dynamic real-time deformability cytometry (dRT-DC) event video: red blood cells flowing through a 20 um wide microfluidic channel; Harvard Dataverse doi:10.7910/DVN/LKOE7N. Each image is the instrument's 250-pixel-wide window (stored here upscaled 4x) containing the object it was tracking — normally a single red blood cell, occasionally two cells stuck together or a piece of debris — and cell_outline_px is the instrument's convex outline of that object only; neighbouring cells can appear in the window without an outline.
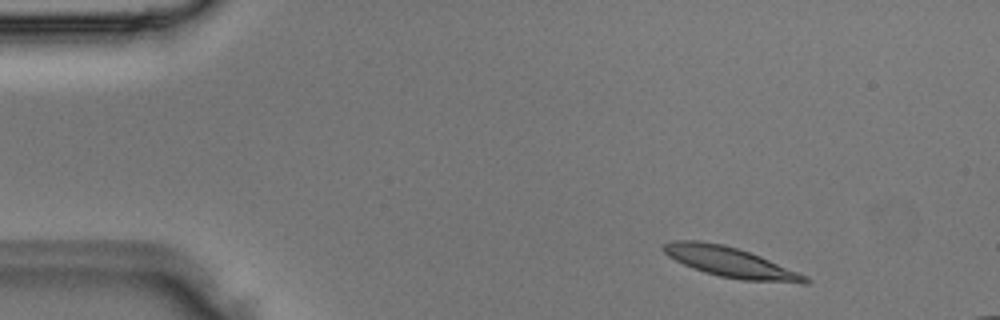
{"species": "Egyptian fruit bat (a non-hibernating species)", "species_latin": "Rousettus aegyptiacus", "temperature_condition": "room temperature", "stored_images_in_passage": 3, "camera_frame_rate_fps": 3000, "um_per_image_px": 0.085, "animal": {"sex": "male"}, "frame": {"image": 1, "passage_image": 1, "time_ms": 0.0, "image_size_px": [1000, 320], "cell_outline_px": [[812, 280], [808, 284], [800, 284], [744, 280], [720, 276], [704, 272], [684, 264], [668, 256], [664, 252], [664, 244], [672, 240], [700, 240], [724, 244], [760, 256], [808, 276]], "centroid_in_image_um": [62.14, 22.3], "position_along_channel_um": 22.9, "area_um2": 24.85}}